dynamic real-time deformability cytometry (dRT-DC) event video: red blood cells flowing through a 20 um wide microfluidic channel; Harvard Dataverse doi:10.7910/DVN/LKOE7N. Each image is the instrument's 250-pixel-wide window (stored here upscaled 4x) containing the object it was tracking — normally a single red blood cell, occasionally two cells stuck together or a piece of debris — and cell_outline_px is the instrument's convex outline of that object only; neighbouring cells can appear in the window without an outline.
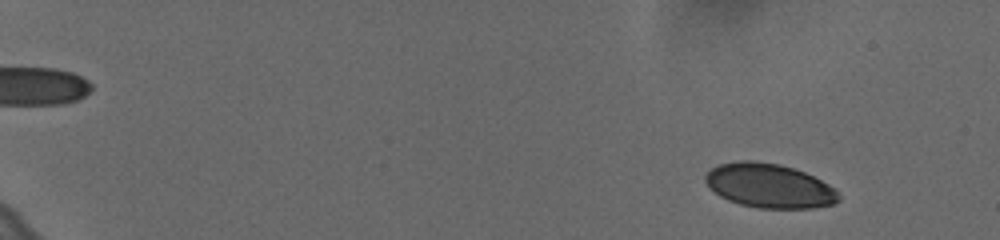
{"species": "human", "species_latin": "Homo sapiens", "temperature_condition": "cold", "stored_images_in_passage": 60, "camera_frame_rate_fps": 3000, "um_per_image_px": 0.085, "donor": {"sex": "female"}, "frame": {"image": 1, "passage_image": 7, "time_ms": 2.0, "image_size_px": [1000, 240], "cell_outline_px": [[840, 200], [832, 204], [812, 208], [760, 208], [740, 204], [728, 200], [720, 196], [704, 180], [704, 176], [712, 168], [720, 164], [740, 160], [752, 160], [780, 164], [804, 172], [836, 188], [840, 192]], "centroid_in_image_um": [65.41, 15.79], "position_along_channel_um": 19.6, "area_um2": 34.22}}
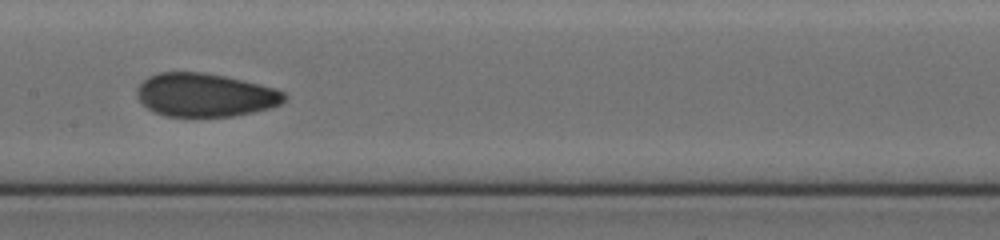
{"frame": {"image": 2, "passage_image": 35, "time_ms": 11.333, "image_size_px": [1000, 240], "cell_outline_px": [[288, 96], [280, 104], [268, 108], [252, 112], [232, 116], [164, 116], [152, 112], [136, 96], [136, 88], [148, 76], [160, 72], [204, 72], [224, 76], [260, 84], [276, 88], [284, 92]], "centroid_in_image_um": [17.42, 8.07], "position_along_channel_um": 190.0, "area_um2": 37.28}}
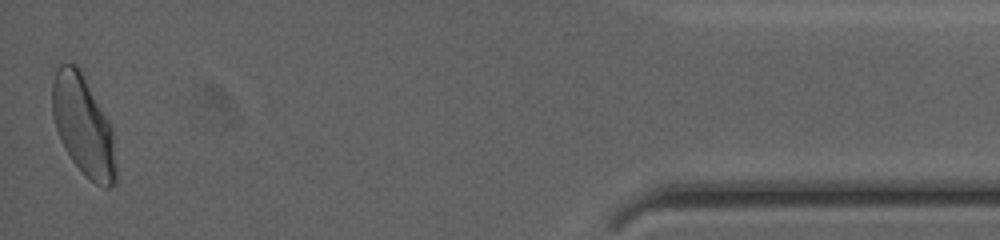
{"frame": {"image": 3, "passage_image": 60, "time_ms": 19.667, "image_size_px": [1000, 240], "cell_outline_px": [[116, 184], [112, 188], [104, 188], [96, 184], [84, 176], [72, 160], [64, 148], [60, 140], [56, 128], [52, 112], [52, 84], [56, 72], [60, 64], [76, 64], [80, 68], [108, 120], [112, 128], [116, 164]], "centroid_in_image_um": [7.09, 10.73], "position_along_channel_um": 428.1, "area_um2": 37.22}, "authors_computed_cell_mechanics": {"area_um2": 36.2117, "velocity_mm_per_s": 3.6194, "shape_relaxation_time_tau1_ms": 5.6605, "shape_relaxation_time_tau2_ms": 1.0687, "deformation_change_tau1": 0.1352, "deformation_change_tau2": 0.055}}